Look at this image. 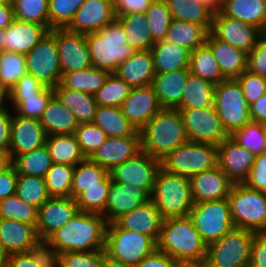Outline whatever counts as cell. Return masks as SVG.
I'll return each instance as SVG.
<instances>
[{
    "label": "cell",
    "mask_w": 266,
    "mask_h": 267,
    "mask_svg": "<svg viewBox=\"0 0 266 267\" xmlns=\"http://www.w3.org/2000/svg\"><path fill=\"white\" fill-rule=\"evenodd\" d=\"M150 200L164 220L188 216L194 203L189 177L160 168Z\"/></svg>",
    "instance_id": "cell-5"
},
{
    "label": "cell",
    "mask_w": 266,
    "mask_h": 267,
    "mask_svg": "<svg viewBox=\"0 0 266 267\" xmlns=\"http://www.w3.org/2000/svg\"><path fill=\"white\" fill-rule=\"evenodd\" d=\"M46 87L27 73L8 92V99H25V97L38 96Z\"/></svg>",
    "instance_id": "cell-60"
},
{
    "label": "cell",
    "mask_w": 266,
    "mask_h": 267,
    "mask_svg": "<svg viewBox=\"0 0 266 267\" xmlns=\"http://www.w3.org/2000/svg\"><path fill=\"white\" fill-rule=\"evenodd\" d=\"M251 121L261 124L266 122V93L249 107Z\"/></svg>",
    "instance_id": "cell-69"
},
{
    "label": "cell",
    "mask_w": 266,
    "mask_h": 267,
    "mask_svg": "<svg viewBox=\"0 0 266 267\" xmlns=\"http://www.w3.org/2000/svg\"><path fill=\"white\" fill-rule=\"evenodd\" d=\"M50 31L43 25L14 19L5 28V52L28 54Z\"/></svg>",
    "instance_id": "cell-27"
},
{
    "label": "cell",
    "mask_w": 266,
    "mask_h": 267,
    "mask_svg": "<svg viewBox=\"0 0 266 267\" xmlns=\"http://www.w3.org/2000/svg\"><path fill=\"white\" fill-rule=\"evenodd\" d=\"M263 126V132H264V136H265V140H266V122L262 124ZM265 147H266V142H265Z\"/></svg>",
    "instance_id": "cell-78"
},
{
    "label": "cell",
    "mask_w": 266,
    "mask_h": 267,
    "mask_svg": "<svg viewBox=\"0 0 266 267\" xmlns=\"http://www.w3.org/2000/svg\"><path fill=\"white\" fill-rule=\"evenodd\" d=\"M206 44L211 48L225 79H237L247 70L248 54L227 42L208 34Z\"/></svg>",
    "instance_id": "cell-30"
},
{
    "label": "cell",
    "mask_w": 266,
    "mask_h": 267,
    "mask_svg": "<svg viewBox=\"0 0 266 267\" xmlns=\"http://www.w3.org/2000/svg\"><path fill=\"white\" fill-rule=\"evenodd\" d=\"M56 38L61 74L92 67L86 35L67 28L51 29Z\"/></svg>",
    "instance_id": "cell-15"
},
{
    "label": "cell",
    "mask_w": 266,
    "mask_h": 267,
    "mask_svg": "<svg viewBox=\"0 0 266 267\" xmlns=\"http://www.w3.org/2000/svg\"><path fill=\"white\" fill-rule=\"evenodd\" d=\"M210 33L217 39L227 42L234 48L245 53L256 46L264 33L257 27L232 19L223 15L220 11L214 13Z\"/></svg>",
    "instance_id": "cell-16"
},
{
    "label": "cell",
    "mask_w": 266,
    "mask_h": 267,
    "mask_svg": "<svg viewBox=\"0 0 266 267\" xmlns=\"http://www.w3.org/2000/svg\"><path fill=\"white\" fill-rule=\"evenodd\" d=\"M52 163L76 166L87 158L83 154L75 134L49 135L45 144Z\"/></svg>",
    "instance_id": "cell-37"
},
{
    "label": "cell",
    "mask_w": 266,
    "mask_h": 267,
    "mask_svg": "<svg viewBox=\"0 0 266 267\" xmlns=\"http://www.w3.org/2000/svg\"><path fill=\"white\" fill-rule=\"evenodd\" d=\"M79 211L76 200L68 197H50L37 213L36 232L39 239H47L68 223Z\"/></svg>",
    "instance_id": "cell-17"
},
{
    "label": "cell",
    "mask_w": 266,
    "mask_h": 267,
    "mask_svg": "<svg viewBox=\"0 0 266 267\" xmlns=\"http://www.w3.org/2000/svg\"><path fill=\"white\" fill-rule=\"evenodd\" d=\"M176 261L171 256L157 248L134 267H176Z\"/></svg>",
    "instance_id": "cell-66"
},
{
    "label": "cell",
    "mask_w": 266,
    "mask_h": 267,
    "mask_svg": "<svg viewBox=\"0 0 266 267\" xmlns=\"http://www.w3.org/2000/svg\"><path fill=\"white\" fill-rule=\"evenodd\" d=\"M33 260L40 267H59V252L47 239H39L29 250Z\"/></svg>",
    "instance_id": "cell-59"
},
{
    "label": "cell",
    "mask_w": 266,
    "mask_h": 267,
    "mask_svg": "<svg viewBox=\"0 0 266 267\" xmlns=\"http://www.w3.org/2000/svg\"><path fill=\"white\" fill-rule=\"evenodd\" d=\"M6 101H8V92L0 87V111L7 107Z\"/></svg>",
    "instance_id": "cell-75"
},
{
    "label": "cell",
    "mask_w": 266,
    "mask_h": 267,
    "mask_svg": "<svg viewBox=\"0 0 266 267\" xmlns=\"http://www.w3.org/2000/svg\"><path fill=\"white\" fill-rule=\"evenodd\" d=\"M14 18L45 26L49 30L48 0H11Z\"/></svg>",
    "instance_id": "cell-49"
},
{
    "label": "cell",
    "mask_w": 266,
    "mask_h": 267,
    "mask_svg": "<svg viewBox=\"0 0 266 267\" xmlns=\"http://www.w3.org/2000/svg\"><path fill=\"white\" fill-rule=\"evenodd\" d=\"M139 132L141 151L160 161L189 141L184 121L177 109L162 108Z\"/></svg>",
    "instance_id": "cell-2"
},
{
    "label": "cell",
    "mask_w": 266,
    "mask_h": 267,
    "mask_svg": "<svg viewBox=\"0 0 266 267\" xmlns=\"http://www.w3.org/2000/svg\"><path fill=\"white\" fill-rule=\"evenodd\" d=\"M40 123L47 136L75 134L78 126L74 114L61 103L55 94L50 98Z\"/></svg>",
    "instance_id": "cell-32"
},
{
    "label": "cell",
    "mask_w": 266,
    "mask_h": 267,
    "mask_svg": "<svg viewBox=\"0 0 266 267\" xmlns=\"http://www.w3.org/2000/svg\"><path fill=\"white\" fill-rule=\"evenodd\" d=\"M107 225L102 214L78 211L47 240L59 253L105 249Z\"/></svg>",
    "instance_id": "cell-1"
},
{
    "label": "cell",
    "mask_w": 266,
    "mask_h": 267,
    "mask_svg": "<svg viewBox=\"0 0 266 267\" xmlns=\"http://www.w3.org/2000/svg\"><path fill=\"white\" fill-rule=\"evenodd\" d=\"M86 0H48L49 31L67 28L76 11Z\"/></svg>",
    "instance_id": "cell-55"
},
{
    "label": "cell",
    "mask_w": 266,
    "mask_h": 267,
    "mask_svg": "<svg viewBox=\"0 0 266 267\" xmlns=\"http://www.w3.org/2000/svg\"><path fill=\"white\" fill-rule=\"evenodd\" d=\"M214 107L229 136L251 121L250 105L237 79H225L215 85Z\"/></svg>",
    "instance_id": "cell-9"
},
{
    "label": "cell",
    "mask_w": 266,
    "mask_h": 267,
    "mask_svg": "<svg viewBox=\"0 0 266 267\" xmlns=\"http://www.w3.org/2000/svg\"><path fill=\"white\" fill-rule=\"evenodd\" d=\"M160 168V160L141 151L114 167L109 174L113 182L140 188L150 196Z\"/></svg>",
    "instance_id": "cell-14"
},
{
    "label": "cell",
    "mask_w": 266,
    "mask_h": 267,
    "mask_svg": "<svg viewBox=\"0 0 266 267\" xmlns=\"http://www.w3.org/2000/svg\"><path fill=\"white\" fill-rule=\"evenodd\" d=\"M217 161L234 184H243L255 162V155L229 136L217 146Z\"/></svg>",
    "instance_id": "cell-18"
},
{
    "label": "cell",
    "mask_w": 266,
    "mask_h": 267,
    "mask_svg": "<svg viewBox=\"0 0 266 267\" xmlns=\"http://www.w3.org/2000/svg\"><path fill=\"white\" fill-rule=\"evenodd\" d=\"M12 164L9 152L0 151V172Z\"/></svg>",
    "instance_id": "cell-74"
},
{
    "label": "cell",
    "mask_w": 266,
    "mask_h": 267,
    "mask_svg": "<svg viewBox=\"0 0 266 267\" xmlns=\"http://www.w3.org/2000/svg\"><path fill=\"white\" fill-rule=\"evenodd\" d=\"M150 196L142 189L129 184L111 183L104 213L107 224L113 223L120 216L144 205Z\"/></svg>",
    "instance_id": "cell-23"
},
{
    "label": "cell",
    "mask_w": 266,
    "mask_h": 267,
    "mask_svg": "<svg viewBox=\"0 0 266 267\" xmlns=\"http://www.w3.org/2000/svg\"><path fill=\"white\" fill-rule=\"evenodd\" d=\"M202 4L210 8L214 13L219 12L222 8L224 0H198Z\"/></svg>",
    "instance_id": "cell-73"
},
{
    "label": "cell",
    "mask_w": 266,
    "mask_h": 267,
    "mask_svg": "<svg viewBox=\"0 0 266 267\" xmlns=\"http://www.w3.org/2000/svg\"><path fill=\"white\" fill-rule=\"evenodd\" d=\"M230 137L255 156L266 152L263 126L259 122L250 121L246 126L235 131Z\"/></svg>",
    "instance_id": "cell-54"
},
{
    "label": "cell",
    "mask_w": 266,
    "mask_h": 267,
    "mask_svg": "<svg viewBox=\"0 0 266 267\" xmlns=\"http://www.w3.org/2000/svg\"><path fill=\"white\" fill-rule=\"evenodd\" d=\"M145 14L153 41L165 40L173 19L166 2L164 0H154Z\"/></svg>",
    "instance_id": "cell-51"
},
{
    "label": "cell",
    "mask_w": 266,
    "mask_h": 267,
    "mask_svg": "<svg viewBox=\"0 0 266 267\" xmlns=\"http://www.w3.org/2000/svg\"><path fill=\"white\" fill-rule=\"evenodd\" d=\"M26 56L27 73L44 86L55 88L62 74L57 51L56 38L49 32Z\"/></svg>",
    "instance_id": "cell-12"
},
{
    "label": "cell",
    "mask_w": 266,
    "mask_h": 267,
    "mask_svg": "<svg viewBox=\"0 0 266 267\" xmlns=\"http://www.w3.org/2000/svg\"><path fill=\"white\" fill-rule=\"evenodd\" d=\"M115 74L131 88L152 85L156 74L152 51H136L117 67Z\"/></svg>",
    "instance_id": "cell-28"
},
{
    "label": "cell",
    "mask_w": 266,
    "mask_h": 267,
    "mask_svg": "<svg viewBox=\"0 0 266 267\" xmlns=\"http://www.w3.org/2000/svg\"><path fill=\"white\" fill-rule=\"evenodd\" d=\"M157 249L175 260L207 258V245L189 215L164 220Z\"/></svg>",
    "instance_id": "cell-3"
},
{
    "label": "cell",
    "mask_w": 266,
    "mask_h": 267,
    "mask_svg": "<svg viewBox=\"0 0 266 267\" xmlns=\"http://www.w3.org/2000/svg\"><path fill=\"white\" fill-rule=\"evenodd\" d=\"M101 267H132L130 265L124 264L123 262H120L119 260L113 259L111 256H109L105 249H102V265Z\"/></svg>",
    "instance_id": "cell-71"
},
{
    "label": "cell",
    "mask_w": 266,
    "mask_h": 267,
    "mask_svg": "<svg viewBox=\"0 0 266 267\" xmlns=\"http://www.w3.org/2000/svg\"><path fill=\"white\" fill-rule=\"evenodd\" d=\"M234 228L266 233V193L234 184L228 195Z\"/></svg>",
    "instance_id": "cell-6"
},
{
    "label": "cell",
    "mask_w": 266,
    "mask_h": 267,
    "mask_svg": "<svg viewBox=\"0 0 266 267\" xmlns=\"http://www.w3.org/2000/svg\"><path fill=\"white\" fill-rule=\"evenodd\" d=\"M160 162L162 169L190 178L218 165L217 146L188 141L171 151Z\"/></svg>",
    "instance_id": "cell-8"
},
{
    "label": "cell",
    "mask_w": 266,
    "mask_h": 267,
    "mask_svg": "<svg viewBox=\"0 0 266 267\" xmlns=\"http://www.w3.org/2000/svg\"><path fill=\"white\" fill-rule=\"evenodd\" d=\"M109 74L102 69L92 66L83 70L62 74L59 84L64 88L85 92L94 96L103 86Z\"/></svg>",
    "instance_id": "cell-40"
},
{
    "label": "cell",
    "mask_w": 266,
    "mask_h": 267,
    "mask_svg": "<svg viewBox=\"0 0 266 267\" xmlns=\"http://www.w3.org/2000/svg\"><path fill=\"white\" fill-rule=\"evenodd\" d=\"M189 179L193 202H207L228 198L234 185L218 165L193 175Z\"/></svg>",
    "instance_id": "cell-22"
},
{
    "label": "cell",
    "mask_w": 266,
    "mask_h": 267,
    "mask_svg": "<svg viewBox=\"0 0 266 267\" xmlns=\"http://www.w3.org/2000/svg\"><path fill=\"white\" fill-rule=\"evenodd\" d=\"M123 26L128 45L136 51L151 50L154 45L145 13L118 15L116 18Z\"/></svg>",
    "instance_id": "cell-38"
},
{
    "label": "cell",
    "mask_w": 266,
    "mask_h": 267,
    "mask_svg": "<svg viewBox=\"0 0 266 267\" xmlns=\"http://www.w3.org/2000/svg\"><path fill=\"white\" fill-rule=\"evenodd\" d=\"M38 210L25 203L16 194L0 200V219H11L36 227Z\"/></svg>",
    "instance_id": "cell-52"
},
{
    "label": "cell",
    "mask_w": 266,
    "mask_h": 267,
    "mask_svg": "<svg viewBox=\"0 0 266 267\" xmlns=\"http://www.w3.org/2000/svg\"><path fill=\"white\" fill-rule=\"evenodd\" d=\"M172 18L212 27L214 12L198 0H164Z\"/></svg>",
    "instance_id": "cell-41"
},
{
    "label": "cell",
    "mask_w": 266,
    "mask_h": 267,
    "mask_svg": "<svg viewBox=\"0 0 266 267\" xmlns=\"http://www.w3.org/2000/svg\"><path fill=\"white\" fill-rule=\"evenodd\" d=\"M154 0H113L116 17L130 13H146Z\"/></svg>",
    "instance_id": "cell-63"
},
{
    "label": "cell",
    "mask_w": 266,
    "mask_h": 267,
    "mask_svg": "<svg viewBox=\"0 0 266 267\" xmlns=\"http://www.w3.org/2000/svg\"><path fill=\"white\" fill-rule=\"evenodd\" d=\"M189 71L191 74L201 77L214 85L225 80L218 62L207 44L197 47L191 52Z\"/></svg>",
    "instance_id": "cell-42"
},
{
    "label": "cell",
    "mask_w": 266,
    "mask_h": 267,
    "mask_svg": "<svg viewBox=\"0 0 266 267\" xmlns=\"http://www.w3.org/2000/svg\"><path fill=\"white\" fill-rule=\"evenodd\" d=\"M131 87L115 73L108 75L103 86L94 95L98 106L121 107Z\"/></svg>",
    "instance_id": "cell-48"
},
{
    "label": "cell",
    "mask_w": 266,
    "mask_h": 267,
    "mask_svg": "<svg viewBox=\"0 0 266 267\" xmlns=\"http://www.w3.org/2000/svg\"><path fill=\"white\" fill-rule=\"evenodd\" d=\"M113 0H86L67 29L79 34L94 33L116 19Z\"/></svg>",
    "instance_id": "cell-19"
},
{
    "label": "cell",
    "mask_w": 266,
    "mask_h": 267,
    "mask_svg": "<svg viewBox=\"0 0 266 267\" xmlns=\"http://www.w3.org/2000/svg\"><path fill=\"white\" fill-rule=\"evenodd\" d=\"M214 91V84L189 73L181 104L177 109H201L214 106Z\"/></svg>",
    "instance_id": "cell-39"
},
{
    "label": "cell",
    "mask_w": 266,
    "mask_h": 267,
    "mask_svg": "<svg viewBox=\"0 0 266 267\" xmlns=\"http://www.w3.org/2000/svg\"><path fill=\"white\" fill-rule=\"evenodd\" d=\"M108 173L106 169L89 158L80 162L73 171L71 197L76 199L83 192V188L101 186V180Z\"/></svg>",
    "instance_id": "cell-44"
},
{
    "label": "cell",
    "mask_w": 266,
    "mask_h": 267,
    "mask_svg": "<svg viewBox=\"0 0 266 267\" xmlns=\"http://www.w3.org/2000/svg\"><path fill=\"white\" fill-rule=\"evenodd\" d=\"M141 152V136L107 137L89 158L108 172Z\"/></svg>",
    "instance_id": "cell-24"
},
{
    "label": "cell",
    "mask_w": 266,
    "mask_h": 267,
    "mask_svg": "<svg viewBox=\"0 0 266 267\" xmlns=\"http://www.w3.org/2000/svg\"><path fill=\"white\" fill-rule=\"evenodd\" d=\"M247 70L266 78V34L248 54Z\"/></svg>",
    "instance_id": "cell-62"
},
{
    "label": "cell",
    "mask_w": 266,
    "mask_h": 267,
    "mask_svg": "<svg viewBox=\"0 0 266 267\" xmlns=\"http://www.w3.org/2000/svg\"><path fill=\"white\" fill-rule=\"evenodd\" d=\"M121 109L134 128L140 131L162 107L154 88L149 85L132 88Z\"/></svg>",
    "instance_id": "cell-21"
},
{
    "label": "cell",
    "mask_w": 266,
    "mask_h": 267,
    "mask_svg": "<svg viewBox=\"0 0 266 267\" xmlns=\"http://www.w3.org/2000/svg\"><path fill=\"white\" fill-rule=\"evenodd\" d=\"M46 138L47 135L40 120L13 114L9 147L11 160L42 147L46 144Z\"/></svg>",
    "instance_id": "cell-20"
},
{
    "label": "cell",
    "mask_w": 266,
    "mask_h": 267,
    "mask_svg": "<svg viewBox=\"0 0 266 267\" xmlns=\"http://www.w3.org/2000/svg\"><path fill=\"white\" fill-rule=\"evenodd\" d=\"M157 248L148 235L119 228L114 222L107 225L105 252L115 260L134 267Z\"/></svg>",
    "instance_id": "cell-10"
},
{
    "label": "cell",
    "mask_w": 266,
    "mask_h": 267,
    "mask_svg": "<svg viewBox=\"0 0 266 267\" xmlns=\"http://www.w3.org/2000/svg\"><path fill=\"white\" fill-rule=\"evenodd\" d=\"M189 216L207 246L234 228L228 198L194 202Z\"/></svg>",
    "instance_id": "cell-11"
},
{
    "label": "cell",
    "mask_w": 266,
    "mask_h": 267,
    "mask_svg": "<svg viewBox=\"0 0 266 267\" xmlns=\"http://www.w3.org/2000/svg\"><path fill=\"white\" fill-rule=\"evenodd\" d=\"M75 166L52 164L45 176V183L50 197L71 196L73 171Z\"/></svg>",
    "instance_id": "cell-50"
},
{
    "label": "cell",
    "mask_w": 266,
    "mask_h": 267,
    "mask_svg": "<svg viewBox=\"0 0 266 267\" xmlns=\"http://www.w3.org/2000/svg\"><path fill=\"white\" fill-rule=\"evenodd\" d=\"M75 136L86 158H90L106 141V134L95 124H78Z\"/></svg>",
    "instance_id": "cell-56"
},
{
    "label": "cell",
    "mask_w": 266,
    "mask_h": 267,
    "mask_svg": "<svg viewBox=\"0 0 266 267\" xmlns=\"http://www.w3.org/2000/svg\"><path fill=\"white\" fill-rule=\"evenodd\" d=\"M7 254L4 252L1 243H0V267H5L6 266V261H7Z\"/></svg>",
    "instance_id": "cell-77"
},
{
    "label": "cell",
    "mask_w": 266,
    "mask_h": 267,
    "mask_svg": "<svg viewBox=\"0 0 266 267\" xmlns=\"http://www.w3.org/2000/svg\"><path fill=\"white\" fill-rule=\"evenodd\" d=\"M38 240L34 225L11 219H0V243L7 255L28 253Z\"/></svg>",
    "instance_id": "cell-26"
},
{
    "label": "cell",
    "mask_w": 266,
    "mask_h": 267,
    "mask_svg": "<svg viewBox=\"0 0 266 267\" xmlns=\"http://www.w3.org/2000/svg\"><path fill=\"white\" fill-rule=\"evenodd\" d=\"M189 68L166 73H156L152 87L162 108L177 109L181 104Z\"/></svg>",
    "instance_id": "cell-29"
},
{
    "label": "cell",
    "mask_w": 266,
    "mask_h": 267,
    "mask_svg": "<svg viewBox=\"0 0 266 267\" xmlns=\"http://www.w3.org/2000/svg\"><path fill=\"white\" fill-rule=\"evenodd\" d=\"M111 183L112 179L108 173L101 180V186L83 188V192L75 199L79 211H85L93 214H103Z\"/></svg>",
    "instance_id": "cell-46"
},
{
    "label": "cell",
    "mask_w": 266,
    "mask_h": 267,
    "mask_svg": "<svg viewBox=\"0 0 266 267\" xmlns=\"http://www.w3.org/2000/svg\"><path fill=\"white\" fill-rule=\"evenodd\" d=\"M249 267H266V233H256Z\"/></svg>",
    "instance_id": "cell-65"
},
{
    "label": "cell",
    "mask_w": 266,
    "mask_h": 267,
    "mask_svg": "<svg viewBox=\"0 0 266 267\" xmlns=\"http://www.w3.org/2000/svg\"><path fill=\"white\" fill-rule=\"evenodd\" d=\"M102 249L89 252H64L59 254V267H101Z\"/></svg>",
    "instance_id": "cell-57"
},
{
    "label": "cell",
    "mask_w": 266,
    "mask_h": 267,
    "mask_svg": "<svg viewBox=\"0 0 266 267\" xmlns=\"http://www.w3.org/2000/svg\"><path fill=\"white\" fill-rule=\"evenodd\" d=\"M53 95V88L46 87L38 96L25 97V99H8V101L14 107L15 114L40 120Z\"/></svg>",
    "instance_id": "cell-53"
},
{
    "label": "cell",
    "mask_w": 266,
    "mask_h": 267,
    "mask_svg": "<svg viewBox=\"0 0 266 267\" xmlns=\"http://www.w3.org/2000/svg\"><path fill=\"white\" fill-rule=\"evenodd\" d=\"M53 90L61 103L74 114L78 124L93 122L98 106L93 95L64 88L60 84Z\"/></svg>",
    "instance_id": "cell-34"
},
{
    "label": "cell",
    "mask_w": 266,
    "mask_h": 267,
    "mask_svg": "<svg viewBox=\"0 0 266 267\" xmlns=\"http://www.w3.org/2000/svg\"><path fill=\"white\" fill-rule=\"evenodd\" d=\"M11 2V0H0V3Z\"/></svg>",
    "instance_id": "cell-79"
},
{
    "label": "cell",
    "mask_w": 266,
    "mask_h": 267,
    "mask_svg": "<svg viewBox=\"0 0 266 267\" xmlns=\"http://www.w3.org/2000/svg\"><path fill=\"white\" fill-rule=\"evenodd\" d=\"M16 195L37 210L50 198L45 178L17 174Z\"/></svg>",
    "instance_id": "cell-45"
},
{
    "label": "cell",
    "mask_w": 266,
    "mask_h": 267,
    "mask_svg": "<svg viewBox=\"0 0 266 267\" xmlns=\"http://www.w3.org/2000/svg\"><path fill=\"white\" fill-rule=\"evenodd\" d=\"M177 110L181 113L189 141L218 146L229 137L214 106Z\"/></svg>",
    "instance_id": "cell-13"
},
{
    "label": "cell",
    "mask_w": 266,
    "mask_h": 267,
    "mask_svg": "<svg viewBox=\"0 0 266 267\" xmlns=\"http://www.w3.org/2000/svg\"><path fill=\"white\" fill-rule=\"evenodd\" d=\"M176 267H209L206 259L201 260H177Z\"/></svg>",
    "instance_id": "cell-72"
},
{
    "label": "cell",
    "mask_w": 266,
    "mask_h": 267,
    "mask_svg": "<svg viewBox=\"0 0 266 267\" xmlns=\"http://www.w3.org/2000/svg\"><path fill=\"white\" fill-rule=\"evenodd\" d=\"M12 117L8 107L0 111V151L9 152Z\"/></svg>",
    "instance_id": "cell-67"
},
{
    "label": "cell",
    "mask_w": 266,
    "mask_h": 267,
    "mask_svg": "<svg viewBox=\"0 0 266 267\" xmlns=\"http://www.w3.org/2000/svg\"><path fill=\"white\" fill-rule=\"evenodd\" d=\"M256 232L233 228L207 246L209 267H249Z\"/></svg>",
    "instance_id": "cell-7"
},
{
    "label": "cell",
    "mask_w": 266,
    "mask_h": 267,
    "mask_svg": "<svg viewBox=\"0 0 266 267\" xmlns=\"http://www.w3.org/2000/svg\"><path fill=\"white\" fill-rule=\"evenodd\" d=\"M17 172L13 164L0 172V200L16 194Z\"/></svg>",
    "instance_id": "cell-64"
},
{
    "label": "cell",
    "mask_w": 266,
    "mask_h": 267,
    "mask_svg": "<svg viewBox=\"0 0 266 267\" xmlns=\"http://www.w3.org/2000/svg\"><path fill=\"white\" fill-rule=\"evenodd\" d=\"M5 267H40L29 253H14L7 256Z\"/></svg>",
    "instance_id": "cell-68"
},
{
    "label": "cell",
    "mask_w": 266,
    "mask_h": 267,
    "mask_svg": "<svg viewBox=\"0 0 266 267\" xmlns=\"http://www.w3.org/2000/svg\"><path fill=\"white\" fill-rule=\"evenodd\" d=\"M92 123L97 125L107 137L140 136V132L128 121L121 107L97 106Z\"/></svg>",
    "instance_id": "cell-35"
},
{
    "label": "cell",
    "mask_w": 266,
    "mask_h": 267,
    "mask_svg": "<svg viewBox=\"0 0 266 267\" xmlns=\"http://www.w3.org/2000/svg\"><path fill=\"white\" fill-rule=\"evenodd\" d=\"M27 74L26 56L17 52L0 54V87L9 92Z\"/></svg>",
    "instance_id": "cell-47"
},
{
    "label": "cell",
    "mask_w": 266,
    "mask_h": 267,
    "mask_svg": "<svg viewBox=\"0 0 266 267\" xmlns=\"http://www.w3.org/2000/svg\"><path fill=\"white\" fill-rule=\"evenodd\" d=\"M14 19L15 18L12 3H0V29L7 28Z\"/></svg>",
    "instance_id": "cell-70"
},
{
    "label": "cell",
    "mask_w": 266,
    "mask_h": 267,
    "mask_svg": "<svg viewBox=\"0 0 266 267\" xmlns=\"http://www.w3.org/2000/svg\"><path fill=\"white\" fill-rule=\"evenodd\" d=\"M5 52V29H0V54Z\"/></svg>",
    "instance_id": "cell-76"
},
{
    "label": "cell",
    "mask_w": 266,
    "mask_h": 267,
    "mask_svg": "<svg viewBox=\"0 0 266 267\" xmlns=\"http://www.w3.org/2000/svg\"><path fill=\"white\" fill-rule=\"evenodd\" d=\"M220 12L251 24L266 34V0H224Z\"/></svg>",
    "instance_id": "cell-31"
},
{
    "label": "cell",
    "mask_w": 266,
    "mask_h": 267,
    "mask_svg": "<svg viewBox=\"0 0 266 267\" xmlns=\"http://www.w3.org/2000/svg\"><path fill=\"white\" fill-rule=\"evenodd\" d=\"M155 73H166L189 68L191 52L166 40L155 42L151 48Z\"/></svg>",
    "instance_id": "cell-33"
},
{
    "label": "cell",
    "mask_w": 266,
    "mask_h": 267,
    "mask_svg": "<svg viewBox=\"0 0 266 267\" xmlns=\"http://www.w3.org/2000/svg\"><path fill=\"white\" fill-rule=\"evenodd\" d=\"M237 81L241 85L246 102L251 105L266 93V78L244 71Z\"/></svg>",
    "instance_id": "cell-58"
},
{
    "label": "cell",
    "mask_w": 266,
    "mask_h": 267,
    "mask_svg": "<svg viewBox=\"0 0 266 267\" xmlns=\"http://www.w3.org/2000/svg\"><path fill=\"white\" fill-rule=\"evenodd\" d=\"M163 222L161 213L151 200L114 221L119 228L146 234L156 243L160 237Z\"/></svg>",
    "instance_id": "cell-25"
},
{
    "label": "cell",
    "mask_w": 266,
    "mask_h": 267,
    "mask_svg": "<svg viewBox=\"0 0 266 267\" xmlns=\"http://www.w3.org/2000/svg\"><path fill=\"white\" fill-rule=\"evenodd\" d=\"M86 43L92 66L110 74L136 52L128 45L124 28L117 19L97 32L86 34Z\"/></svg>",
    "instance_id": "cell-4"
},
{
    "label": "cell",
    "mask_w": 266,
    "mask_h": 267,
    "mask_svg": "<svg viewBox=\"0 0 266 267\" xmlns=\"http://www.w3.org/2000/svg\"><path fill=\"white\" fill-rule=\"evenodd\" d=\"M209 33L210 31L203 25L173 18L165 40L192 52L206 44Z\"/></svg>",
    "instance_id": "cell-36"
},
{
    "label": "cell",
    "mask_w": 266,
    "mask_h": 267,
    "mask_svg": "<svg viewBox=\"0 0 266 267\" xmlns=\"http://www.w3.org/2000/svg\"><path fill=\"white\" fill-rule=\"evenodd\" d=\"M17 174L45 178L52 166V160L46 145L17 156L13 161Z\"/></svg>",
    "instance_id": "cell-43"
},
{
    "label": "cell",
    "mask_w": 266,
    "mask_h": 267,
    "mask_svg": "<svg viewBox=\"0 0 266 267\" xmlns=\"http://www.w3.org/2000/svg\"><path fill=\"white\" fill-rule=\"evenodd\" d=\"M243 184L250 189L266 193V152L255 156V162Z\"/></svg>",
    "instance_id": "cell-61"
}]
</instances>
